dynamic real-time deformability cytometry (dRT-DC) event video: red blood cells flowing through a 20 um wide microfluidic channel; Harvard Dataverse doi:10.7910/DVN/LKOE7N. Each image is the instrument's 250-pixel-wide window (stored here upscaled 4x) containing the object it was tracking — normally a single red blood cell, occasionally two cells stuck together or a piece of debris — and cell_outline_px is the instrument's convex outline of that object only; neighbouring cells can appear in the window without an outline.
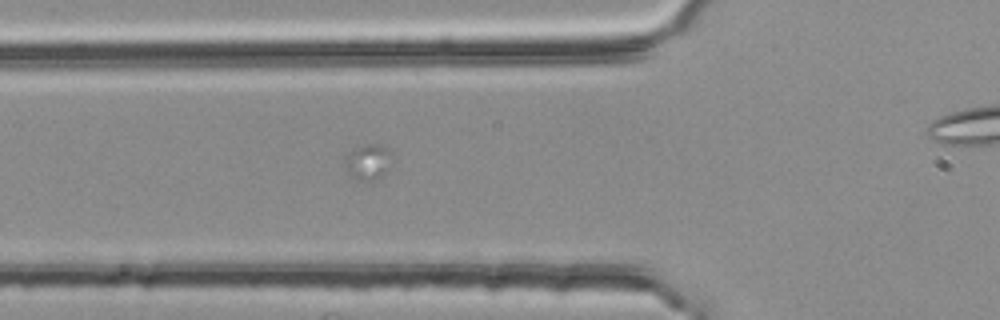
{"species": "common noctule bat (a hibernating species)", "species_latin": "Nyctalus noctula", "temperature_condition": "room temperature", "stored_images_in_passage": 16, "camera_frame_rate_fps": 3000, "um_per_image_px": 0.085, "animal": {"sex": "female", "body_mass_g": 25.1}, "frame": {"image": 1, "passage_image": 6, "time_ms": 1.667, "image_size_px": [1000, 320], "cell_outline_px": [[396, 156], [388, 168], [380, 176], [372, 180], [364, 180], [348, 176], [344, 160], [344, 156], [352, 148], [360, 144], [380, 144], [388, 148]], "centroid_in_image_um": [31.29, 13.7], "position_along_channel_um": 94.5, "area_um2": 10.17}}